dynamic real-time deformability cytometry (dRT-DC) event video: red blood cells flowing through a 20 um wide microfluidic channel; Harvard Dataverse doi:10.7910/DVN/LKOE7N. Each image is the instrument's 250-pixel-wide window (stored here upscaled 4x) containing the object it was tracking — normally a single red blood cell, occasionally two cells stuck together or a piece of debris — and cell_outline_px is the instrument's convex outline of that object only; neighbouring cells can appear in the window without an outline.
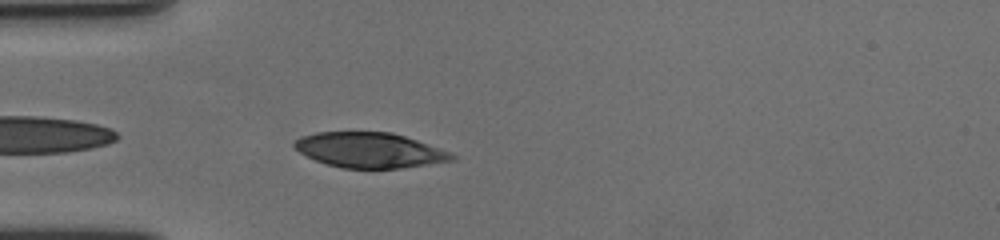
{"species": "human", "species_latin": "Homo sapiens", "temperature_condition": "cold", "stored_images_in_passage": 43, "camera_frame_rate_fps": 3000, "um_per_image_px": 0.085, "donor": {"sex": "female"}, "frame": {"image": 1, "passage_image": 2, "time_ms": 0.333, "image_size_px": [1000, 240], "cell_outline_px": [[456, 160], [400, 168], [340, 168], [316, 160], [300, 152], [292, 144], [300, 136], [316, 132], [392, 132], [452, 152], [456, 156]], "centroid_in_image_um": [31.43, 12.76], "position_along_channel_um": 53.6, "area_um2": 32.14}}
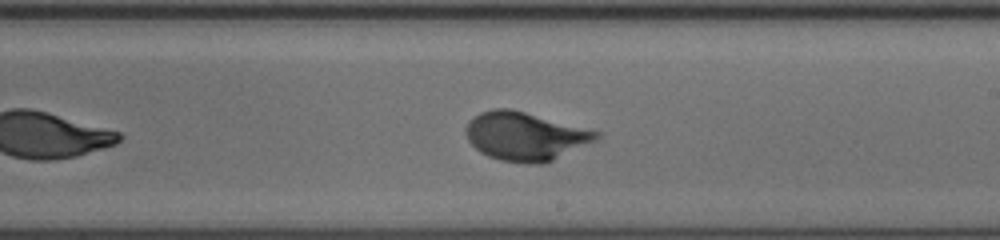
{"frame": {"image": 2, "passage_image": 19, "time_ms": 6.0, "image_size_px": [1000, 240], "cell_outline_px": [[600, 136], [596, 140], [544, 164], [524, 164], [500, 160], [488, 156], [480, 152], [468, 140], [464, 132], [464, 128], [468, 120], [480, 112], [492, 108], [512, 108], [600, 132]], "centroid_in_image_um": [44.59, 11.57], "position_along_channel_um": 244.4, "area_um2": 36.99}}
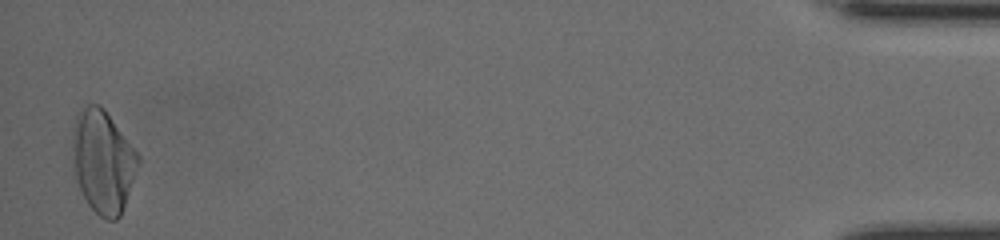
{"frame": {"image": 3, "passage_image": 42, "time_ms": 13.667, "image_size_px": [1000, 240], "cell_outline_px": [[140, 164], [124, 208], [120, 216], [116, 220], [108, 220], [100, 216], [88, 204], [76, 180], [72, 160], [72, 132], [76, 112], [88, 104], [100, 104], [104, 108], [140, 156]], "centroid_in_image_um": [8.75, 13.71], "position_along_channel_um": 426.5, "area_um2": 39.71}, "authors_computed_cell_mechanics": {"area_um2": 35.2002, "velocity_mm_per_s": 3.5502, "shape_relaxation_time_tau1_ms": 3.2128, "shape_relaxation_time_tau2_ms": null, "deformation_change_tau1": 0.1723, "deformation_change_tau2": null}}